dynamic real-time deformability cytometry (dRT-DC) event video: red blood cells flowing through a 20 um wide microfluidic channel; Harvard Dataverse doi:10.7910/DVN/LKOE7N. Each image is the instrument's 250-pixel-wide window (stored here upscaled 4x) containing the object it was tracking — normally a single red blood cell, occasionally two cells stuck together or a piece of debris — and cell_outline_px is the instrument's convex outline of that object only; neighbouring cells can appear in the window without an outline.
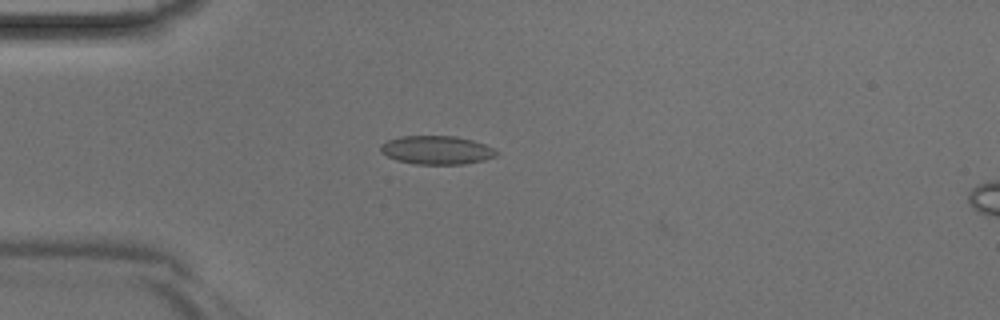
{"species": "Egyptian fruit bat (a non-hibernating species)", "species_latin": "Rousettus aegyptiacus", "temperature_condition": "room temperature", "stored_images_in_passage": 6, "camera_frame_rate_fps": 3000, "um_per_image_px": 0.085, "animal": {"sex": "male"}, "frame": {"image": 1, "passage_image": 1, "time_ms": 0.0, "image_size_px": [1000, 320], "cell_outline_px": [[500, 152], [496, 156], [484, 160], [464, 164], [416, 164], [396, 160], [380, 152], [380, 144], [388, 140], [400, 136], [456, 136], [472, 140], [484, 144]], "centroid_in_image_um": [37.11, 12.75], "position_along_channel_um": 47.9, "area_um2": 19.31}}